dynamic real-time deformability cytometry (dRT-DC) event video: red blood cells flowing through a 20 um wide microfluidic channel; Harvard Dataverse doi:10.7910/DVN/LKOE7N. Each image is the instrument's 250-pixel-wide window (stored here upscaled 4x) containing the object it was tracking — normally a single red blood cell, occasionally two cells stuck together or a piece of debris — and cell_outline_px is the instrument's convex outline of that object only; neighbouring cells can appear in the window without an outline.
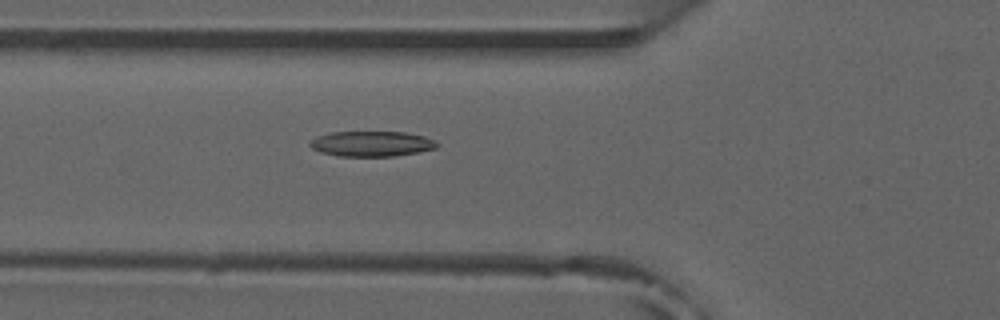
{"species": "common noctule bat (a hibernating species)", "species_latin": "Nyctalus noctula", "temperature_condition": "room temperature", "stored_images_in_passage": 20, "camera_frame_rate_fps": 3000, "um_per_image_px": 0.085, "animal": {"sex": "male", "forearm_length_mm": 52.5}, "frame": {"image": 1, "passage_image": 14, "time_ms": 4.333, "image_size_px": [1000, 320], "cell_outline_px": [[440, 144], [436, 148], [416, 152], [392, 156], [340, 156], [320, 152], [312, 148], [308, 144], [316, 136], [332, 132], [404, 132], [424, 136], [436, 140]], "centroid_in_image_um": [31.59, 12.21], "position_along_channel_um": 94.2, "area_um2": 18.67}}